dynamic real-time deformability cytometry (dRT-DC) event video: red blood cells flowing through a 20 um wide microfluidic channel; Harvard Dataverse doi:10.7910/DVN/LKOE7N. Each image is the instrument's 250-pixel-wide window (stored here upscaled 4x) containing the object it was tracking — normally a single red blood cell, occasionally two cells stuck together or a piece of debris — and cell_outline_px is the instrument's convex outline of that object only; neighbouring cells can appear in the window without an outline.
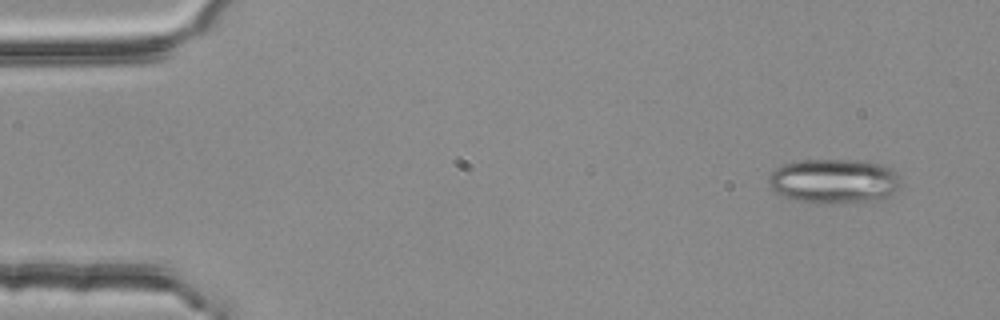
{"species": "common noctule bat (a hibernating species)", "species_latin": "Nyctalus noctula", "temperature_condition": "room temperature", "stored_images_in_passage": 3, "camera_frame_rate_fps": 3000, "um_per_image_px": 0.085, "animal": {"sex": "female", "body_mass_g": 25.1}, "frame": {"image": 1, "passage_image": 1, "time_ms": 0.0, "image_size_px": [1000, 320], "cell_outline_px": [[900, 184], [884, 200], [820, 204], [796, 200], [772, 192], [768, 184], [768, 180], [772, 172], [776, 168], [784, 164], [800, 160], [864, 160], [884, 164], [892, 168], [896, 172]], "centroid_in_image_um": [70.88, 15.39], "position_along_channel_um": 14.1, "area_um2": 34.68}}